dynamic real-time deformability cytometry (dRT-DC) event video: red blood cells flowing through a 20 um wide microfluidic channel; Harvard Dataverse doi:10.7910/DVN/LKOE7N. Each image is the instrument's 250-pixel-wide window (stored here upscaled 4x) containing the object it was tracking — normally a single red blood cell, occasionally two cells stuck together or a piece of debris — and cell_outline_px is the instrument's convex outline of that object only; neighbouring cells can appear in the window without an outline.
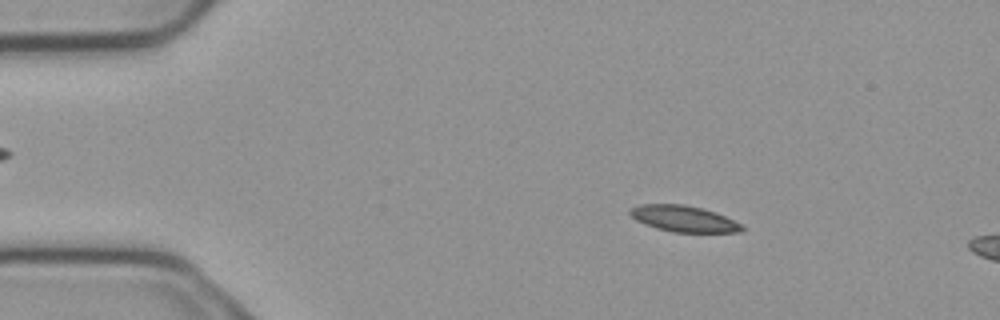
{"species": "common noctule bat (a hibernating species)", "species_latin": "Nyctalus noctula", "temperature_condition": "cold", "stored_images_in_passage": 5, "camera_frame_rate_fps": 3000, "um_per_image_px": 0.085, "animal": {"sex": "male", "body_mass_g": 23.1, "forearm_length_mm": 52.7}, "frame": {"image": 1, "passage_image": 2, "time_ms": 0.333, "image_size_px": [1000, 320], "cell_outline_px": [[744, 228], [740, 232], [672, 232], [656, 228], [644, 224], [636, 220], [628, 212], [632, 208], [640, 204], [684, 204], [716, 212], [740, 224]], "centroid_in_image_um": [58.08, 18.59], "position_along_channel_um": 26.9, "area_um2": 16.88}}
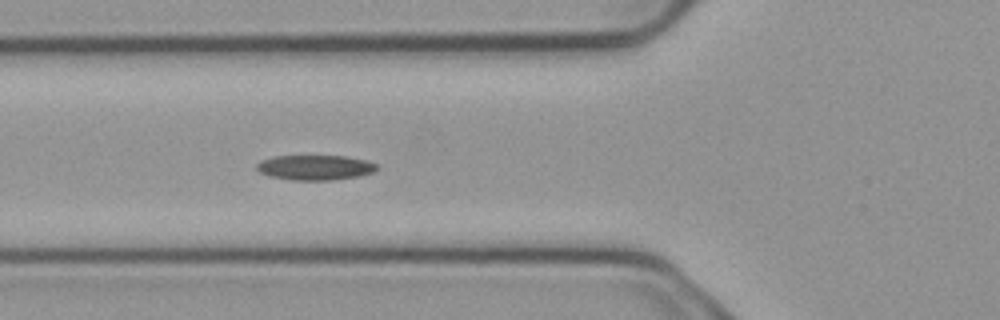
{"frame": {"image": 2, "passage_image": 5, "time_ms": 1.333, "image_size_px": [1000, 320], "cell_outline_px": [[380, 168], [372, 172], [360, 176], [332, 180], [292, 180], [272, 176], [260, 172], [256, 168], [256, 164], [260, 160], [276, 156], [344, 156], [364, 160], [376, 164]], "centroid_in_image_um": [26.79, 14.24], "position_along_channel_um": 99.0, "area_um2": 17.4}}